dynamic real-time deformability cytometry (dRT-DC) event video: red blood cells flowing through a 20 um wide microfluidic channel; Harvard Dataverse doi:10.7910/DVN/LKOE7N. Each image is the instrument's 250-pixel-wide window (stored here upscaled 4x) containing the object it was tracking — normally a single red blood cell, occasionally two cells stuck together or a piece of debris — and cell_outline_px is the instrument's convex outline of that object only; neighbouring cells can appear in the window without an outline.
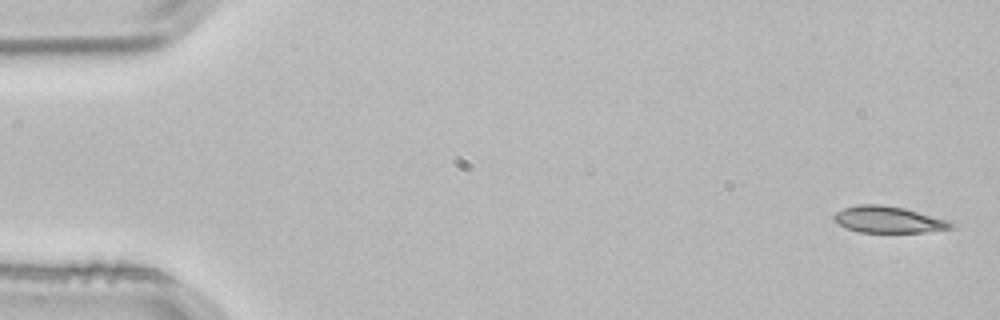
{"species": "common noctule bat (a hibernating species)", "species_latin": "Nyctalus noctula", "temperature_condition": "room temperature", "stored_images_in_passage": 4, "segment_of_instrument_passage": [1, 2], "camera_frame_rate_fps": 3000, "um_per_image_px": 0.085, "animal": {"sex": "male", "body_mass_g": 21.5, "forearm_length_mm": 52.0}, "frame": {"image": 1, "passage_image": 1, "time_ms": 0.0, "image_size_px": [1000, 320], "cell_outline_px": [[952, 228], [924, 232], [860, 232], [848, 228], [832, 220], [832, 216], [836, 212], [844, 208], [856, 204], [880, 204], [904, 208], [948, 220], [952, 224]], "centroid_in_image_um": [75.46, 18.65], "position_along_channel_um": 9.5, "area_um2": 17.92}}
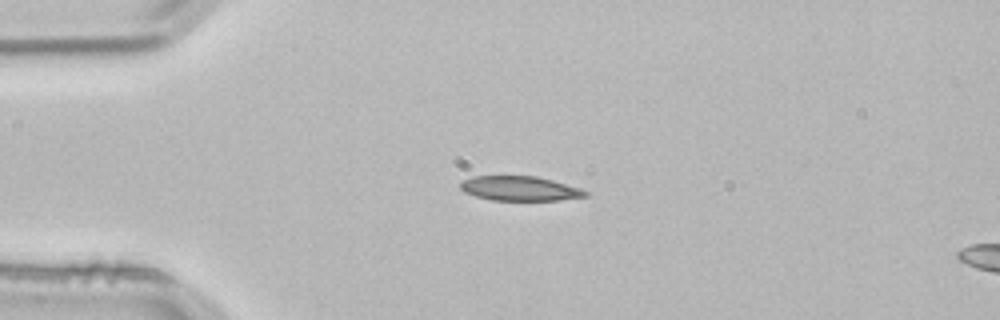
{"frame": {"image": 2, "passage_image": 3, "time_ms": 0.667, "image_size_px": [1000, 320], "cell_outline_px": [[588, 196], [556, 200], [492, 200], [476, 196], [464, 192], [460, 188], [460, 184], [464, 180], [472, 176], [536, 176], [552, 180], [580, 188], [588, 192]], "centroid_in_image_um": [44.17, 16.02], "position_along_channel_um": 40.8, "area_um2": 17.74}}